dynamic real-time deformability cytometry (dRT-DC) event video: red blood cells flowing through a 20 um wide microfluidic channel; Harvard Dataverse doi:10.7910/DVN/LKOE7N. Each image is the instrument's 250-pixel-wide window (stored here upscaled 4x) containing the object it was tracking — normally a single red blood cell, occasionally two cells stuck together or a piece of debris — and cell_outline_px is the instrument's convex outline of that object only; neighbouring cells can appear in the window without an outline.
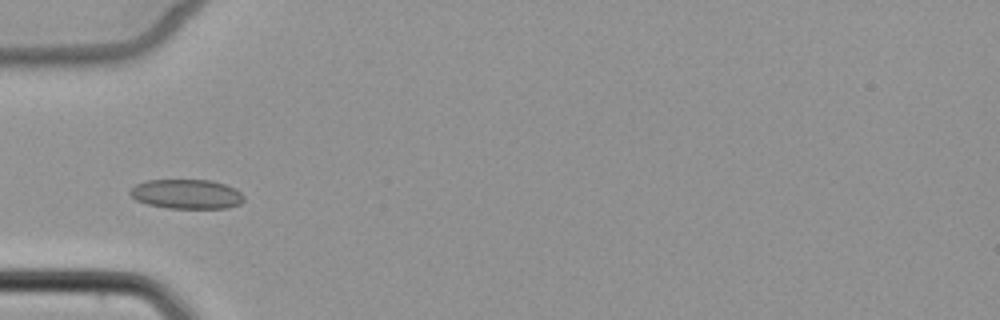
{"species": "common noctule bat (a hibernating species)", "species_latin": "Nyctalus noctula", "temperature_condition": "cold", "stored_images_in_passage": 5, "camera_frame_rate_fps": 3000, "um_per_image_px": 0.085, "animal": {"sex": "female", "body_mass_g": 22.7, "forearm_length_mm": 54.2}, "frame": {"image": 1, "passage_image": 4, "time_ms": 3.667, "image_size_px": [1000, 320], "cell_outline_px": [[244, 200], [240, 204], [228, 208], [168, 208], [148, 204], [136, 200], [128, 192], [136, 184], [148, 180], [212, 180], [236, 188], [244, 196]], "centroid_in_image_um": [15.89, 16.49], "position_along_channel_um": 69.1, "area_um2": 19.59}}
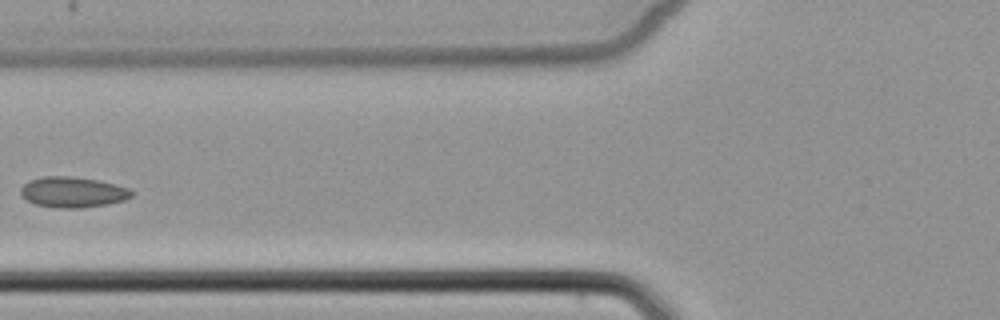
{"frame": {"image": 2, "passage_image": 5, "time_ms": 5.0, "image_size_px": [1000, 320], "cell_outline_px": [[132, 196], [124, 200], [108, 204], [80, 208], [56, 208], [36, 204], [28, 200], [20, 192], [20, 188], [28, 180], [44, 176], [72, 176], [96, 180], [116, 184], [128, 188], [132, 192]], "centroid_in_image_um": [6.18, 16.33], "position_along_channel_um": 119.6, "area_um2": 19.71}}